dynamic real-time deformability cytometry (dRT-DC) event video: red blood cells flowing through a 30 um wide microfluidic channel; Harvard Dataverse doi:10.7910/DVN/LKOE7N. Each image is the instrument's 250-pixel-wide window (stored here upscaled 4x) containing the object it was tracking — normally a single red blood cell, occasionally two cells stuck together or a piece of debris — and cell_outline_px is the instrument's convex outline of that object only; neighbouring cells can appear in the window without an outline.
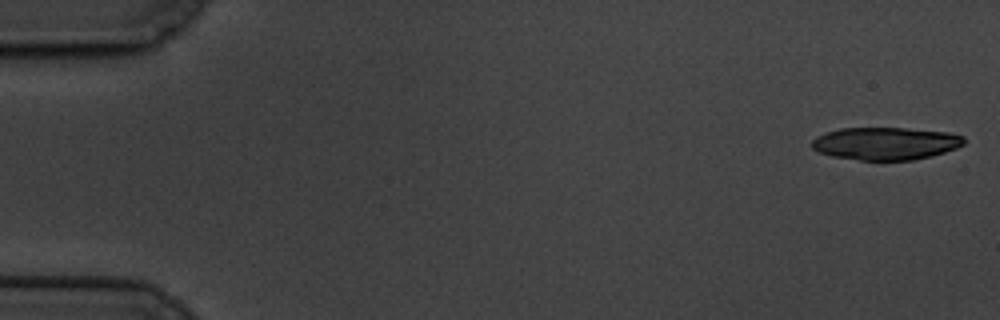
{"species": "common noctule bat (a hibernating species)", "species_latin": "Nyctalus noctula", "temperature_condition": "cold", "stored_images_in_passage": 17, "camera_frame_rate_fps": 3000, "um_per_image_px": 0.085, "animal": {"sex": "male", "body_mass_g": 19.5, "forearm_length_mm": 54.6}, "frame": {"image": 1, "passage_image": 1, "time_ms": 0.0, "image_size_px": [1000, 320], "cell_outline_px": [[964, 144], [956, 148], [944, 152], [912, 160], [860, 160], [832, 156], [820, 152], [812, 148], [812, 140], [816, 136], [824, 132], [840, 128], [904, 128], [948, 132], [964, 136]], "centroid_in_image_um": [75.25, 12.18], "position_along_channel_um": 9.8, "area_um2": 28.84}}